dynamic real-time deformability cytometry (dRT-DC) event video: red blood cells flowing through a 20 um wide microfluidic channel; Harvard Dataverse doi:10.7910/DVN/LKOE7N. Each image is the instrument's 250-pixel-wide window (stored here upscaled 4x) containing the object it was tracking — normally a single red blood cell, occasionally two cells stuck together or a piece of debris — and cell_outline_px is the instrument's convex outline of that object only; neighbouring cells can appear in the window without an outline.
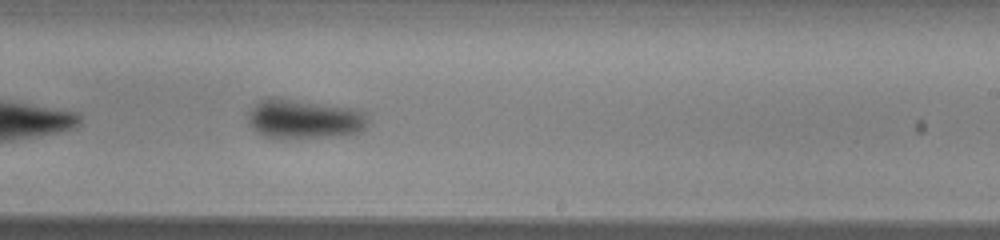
{"species": "common noctule bat (a hibernating species)", "species_latin": "Nyctalus noctula", "temperature_condition": "warm", "stored_images_in_passage": 20, "camera_frame_rate_fps": 3000, "um_per_image_px": 0.085, "animal": {"sex": "male", "body_mass_g": 13.0, "forearm_length_mm": 53.1}, "frame": {"image": 1, "passage_image": 17, "time_ms": 5.333, "image_size_px": [1000, 240], "cell_outline_px": [[368, 124], [360, 132], [332, 136], [264, 136], [256, 132], [248, 124], [248, 112], [260, 100], [268, 96], [276, 96], [352, 108], [364, 112], [368, 120]], "centroid_in_image_um": [25.82, 10.06], "position_along_channel_um": 263.2, "area_um2": 27.17}}